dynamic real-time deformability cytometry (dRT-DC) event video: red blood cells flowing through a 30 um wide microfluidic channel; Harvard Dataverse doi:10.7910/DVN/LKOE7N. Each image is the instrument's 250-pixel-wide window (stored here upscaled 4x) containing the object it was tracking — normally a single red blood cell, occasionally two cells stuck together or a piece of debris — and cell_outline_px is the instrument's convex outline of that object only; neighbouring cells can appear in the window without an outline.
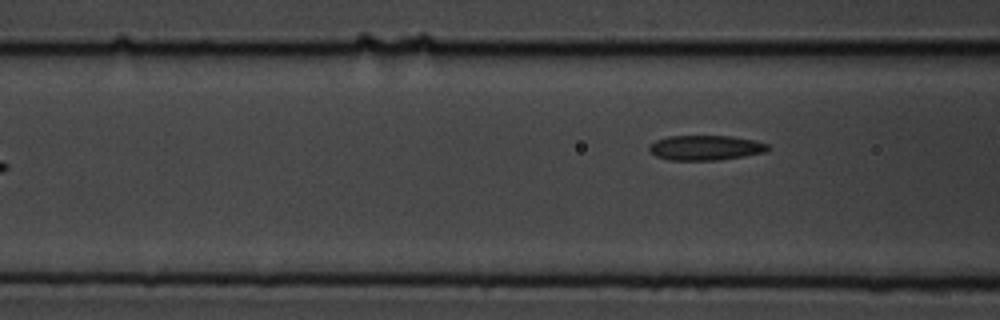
{"species": "common noctule bat (a hibernating species)", "species_latin": "Nyctalus noctula", "temperature_condition": "cold", "stored_images_in_passage": 13, "camera_frame_rate_fps": 3000, "um_per_image_px": 0.085, "animal": {"sex": "male", "body_mass_g": 19.5, "forearm_length_mm": 54.6}, "frame": {"image": 1, "passage_image": 6, "time_ms": 6.333, "image_size_px": [1000, 320], "cell_outline_px": [[768, 148], [764, 152], [744, 156], [720, 160], [668, 160], [656, 156], [648, 152], [648, 144], [656, 140], [668, 136], [732, 136], [756, 140], [768, 144]], "centroid_in_image_um": [59.92, 12.56], "position_along_channel_um": 106.7, "area_um2": 17.4}}
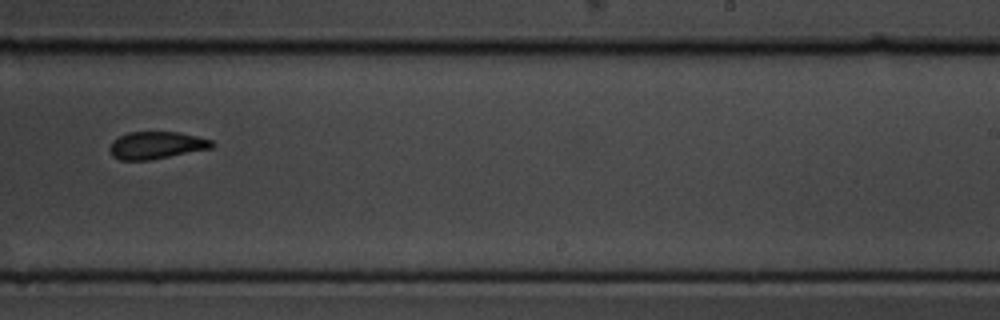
{"frame": {"image": 2, "passage_image": 10, "time_ms": 11.0, "image_size_px": [1000, 320], "cell_outline_px": [[216, 144], [212, 148], [152, 160], [120, 160], [112, 156], [108, 148], [112, 140], [128, 132], [180, 132], [212, 140]], "centroid_in_image_um": [13.28, 12.35], "position_along_channel_um": 275.7, "area_um2": 16.47}}
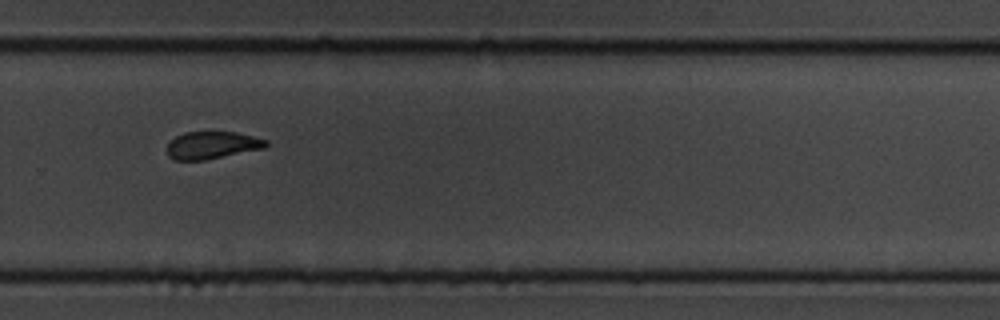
{"frame": {"image": 3, "passage_image": 11, "time_ms": 12.0, "image_size_px": [1000, 320], "cell_outline_px": [[268, 144], [264, 148], [204, 160], [172, 160], [168, 156], [168, 144], [176, 136], [184, 132], [236, 132], [268, 140]], "centroid_in_image_um": [18.02, 12.34], "position_along_channel_um": 311.8, "area_um2": 15.66}, "authors_computed_cell_mechanics": {"area_um2": 17.6868, "velocity_mm_per_s": 3.6158, "shape_relaxation_time_tau1_ms": 3.8931, "shape_relaxation_time_tau2_ms": 10.0843, "deformation_change_tau1": 0.1623, "deformation_change_tau2": 0.1582}}